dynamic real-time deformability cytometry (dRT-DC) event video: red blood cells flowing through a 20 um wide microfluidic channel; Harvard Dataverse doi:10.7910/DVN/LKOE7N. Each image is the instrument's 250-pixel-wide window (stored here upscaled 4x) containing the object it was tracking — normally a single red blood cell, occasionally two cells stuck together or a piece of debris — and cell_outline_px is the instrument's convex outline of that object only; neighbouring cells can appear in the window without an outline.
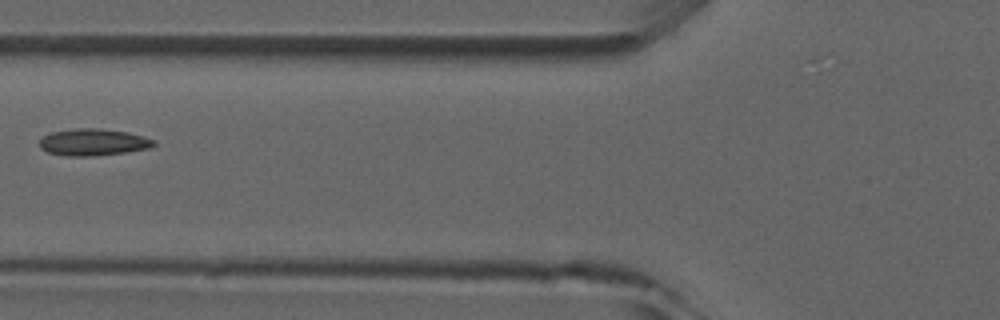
{"species": "common noctule bat (a hibernating species)", "species_latin": "Nyctalus noctula", "temperature_condition": "room temperature", "stored_images_in_passage": 6, "camera_frame_rate_fps": 3000, "um_per_image_px": 0.085, "animal": {"sex": "male", "forearm_length_mm": 52.5}, "frame": {"image": 1, "passage_image": 6, "time_ms": 5.667, "image_size_px": [1000, 320], "cell_outline_px": [[156, 144], [152, 148], [124, 152], [92, 156], [68, 156], [48, 152], [40, 148], [40, 140], [44, 136], [52, 132], [76, 128], [100, 128], [128, 132], [144, 136], [156, 140]], "centroid_in_image_um": [7.97, 12.08], "position_along_channel_um": 117.8, "area_um2": 17.92}}